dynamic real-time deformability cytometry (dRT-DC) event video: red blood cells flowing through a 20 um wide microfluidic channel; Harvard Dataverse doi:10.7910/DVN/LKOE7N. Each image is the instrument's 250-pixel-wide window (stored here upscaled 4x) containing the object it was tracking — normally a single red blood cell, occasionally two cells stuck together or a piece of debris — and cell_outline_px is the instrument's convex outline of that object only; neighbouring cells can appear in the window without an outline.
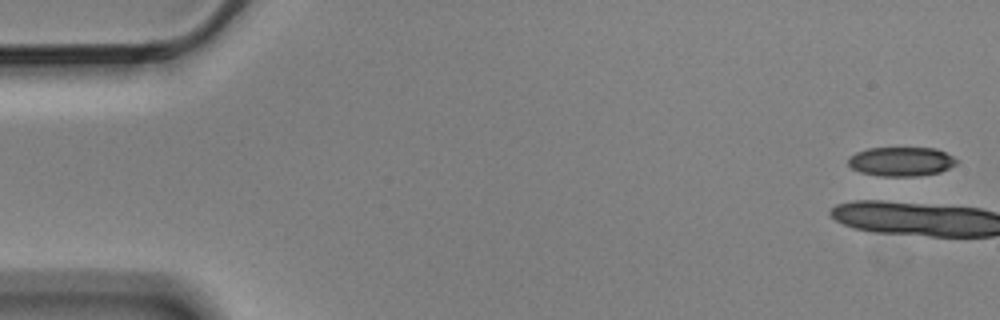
{"species": "Egyptian fruit bat (a non-hibernating species)", "species_latin": "Rousettus aegyptiacus", "temperature_condition": "cold", "stored_images_in_passage": 5, "camera_frame_rate_fps": 3000, "um_per_image_px": 0.085, "animal": {"sex": "male"}, "frame": {"image": 1, "passage_image": 1, "time_ms": 0.0, "image_size_px": [1000, 320], "cell_outline_px": [[960, 160], [956, 164], [940, 172], [916, 176], [880, 176], [860, 172], [852, 168], [848, 164], [848, 160], [856, 152], [868, 148], [936, 148]], "centroid_in_image_um": [76.62, 13.73], "position_along_channel_um": 8.4, "area_um2": 18.38}}
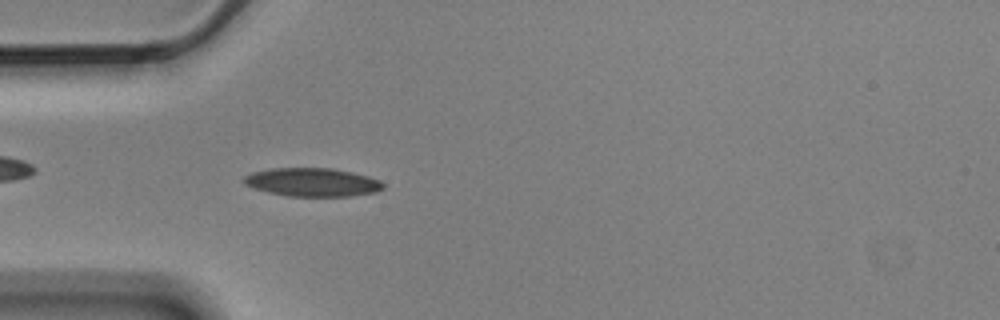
{"frame": {"image": 2, "passage_image": 5, "time_ms": 1.333, "image_size_px": [1000, 320], "cell_outline_px": [[384, 188], [376, 192], [352, 196], [288, 196], [268, 192], [244, 184], [240, 180], [244, 176], [252, 172], [272, 168], [332, 168], [352, 172], [368, 176], [380, 180], [384, 184]], "centroid_in_image_um": [26.55, 15.48], "position_along_channel_um": 58.4, "area_um2": 23.18}}